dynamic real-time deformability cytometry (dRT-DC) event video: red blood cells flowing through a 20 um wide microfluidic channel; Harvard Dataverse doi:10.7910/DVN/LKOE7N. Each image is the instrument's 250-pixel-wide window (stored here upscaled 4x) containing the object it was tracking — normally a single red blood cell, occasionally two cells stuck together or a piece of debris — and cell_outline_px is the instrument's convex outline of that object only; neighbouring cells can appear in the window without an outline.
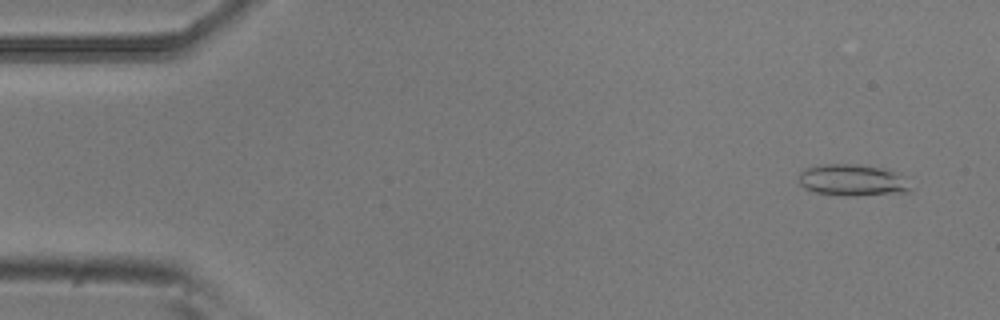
{"species": "common noctule bat (a hibernating species)", "species_latin": "Nyctalus noctula", "temperature_condition": "room temperature", "stored_images_in_passage": 53, "camera_frame_rate_fps": 3000, "um_per_image_px": 0.085, "animal": {"sex": "male", "body_mass_g": 20.5, "forearm_length_mm": 52.5}, "frame": {"image": 1, "passage_image": 3, "time_ms": 0.667, "image_size_px": [1000, 320], "cell_outline_px": [[908, 192], [856, 196], [844, 196], [816, 192], [804, 188], [800, 184], [800, 172], [804, 168], [824, 164], [856, 164], [884, 168], [896, 172], [908, 188]], "centroid_in_image_um": [72.37, 15.31], "position_along_channel_um": 12.6, "area_um2": 20.23}}
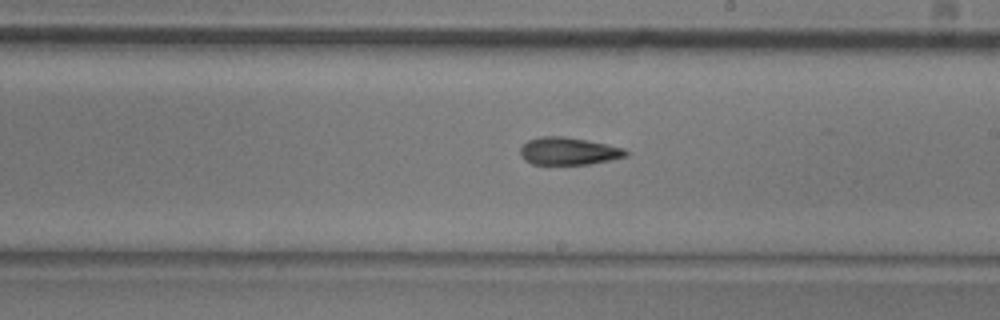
{"frame": {"image": 2, "passage_image": 30, "time_ms": 9.667, "image_size_px": [1000, 320], "cell_outline_px": [[628, 156], [612, 160], [588, 164], [532, 164], [524, 160], [520, 156], [520, 148], [528, 140], [540, 136], [564, 136], [624, 148], [628, 152]], "centroid_in_image_um": [48.3, 12.85], "position_along_channel_um": 240.7, "area_um2": 16.88}}
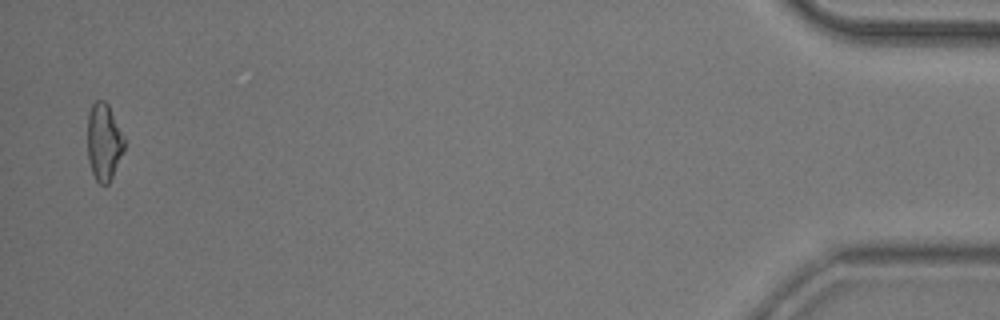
{"frame": {"image": 3, "passage_image": 52, "time_ms": 17.0, "image_size_px": [1000, 320], "cell_outline_px": [[124, 148], [112, 176], [108, 184], [100, 184], [96, 180], [92, 172], [88, 160], [88, 112], [92, 104], [96, 100], [104, 100], [108, 104], [124, 136]], "centroid_in_image_um": [8.81, 12.04], "position_along_channel_um": 426.4, "area_um2": 16.36}, "authors_computed_cell_mechanics": {"area_um2": 17.2822, "velocity_mm_per_s": 3.7638, "shape_relaxation_time_tau1_ms": 6.831, "shape_relaxation_time_tau2_ms": 5.703, "deformation_change_tau1": 0.1475, "deformation_change_tau2": 0.1578}}